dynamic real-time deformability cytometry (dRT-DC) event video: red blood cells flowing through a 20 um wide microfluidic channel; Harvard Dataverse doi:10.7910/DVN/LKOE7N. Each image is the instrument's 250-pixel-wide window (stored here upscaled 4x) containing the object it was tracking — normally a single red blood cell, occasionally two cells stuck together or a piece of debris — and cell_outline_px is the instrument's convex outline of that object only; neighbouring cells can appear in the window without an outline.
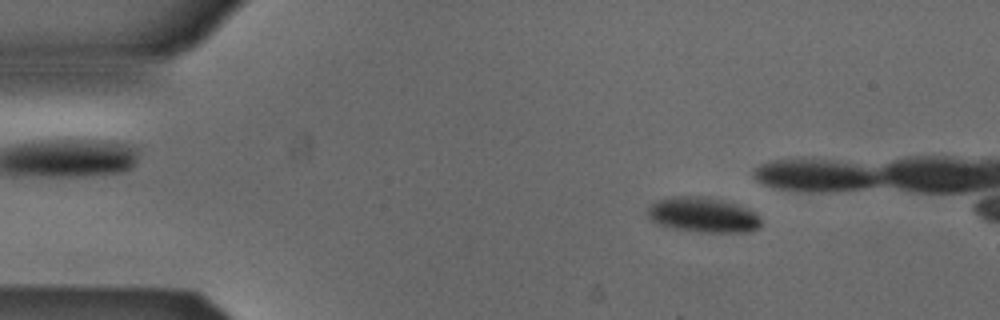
{"species": "Egyptian fruit bat (a non-hibernating species)", "species_latin": "Rousettus aegyptiacus", "temperature_condition": "cold", "stored_images_in_passage": 5, "camera_frame_rate_fps": 3000, "um_per_image_px": 0.085, "animal": {"sex": "male"}, "frame": {"image": 1, "passage_image": 2, "time_ms": 0.333, "image_size_px": [1000, 320], "cell_outline_px": [[760, 228], [748, 232], [700, 232], [672, 228], [660, 224], [652, 220], [648, 216], [648, 208], [656, 200], [672, 196], [708, 196], [724, 200], [736, 204], [752, 212], [760, 220]], "centroid_in_image_um": [59.73, 18.26], "position_along_channel_um": 25.3, "area_um2": 23.06}}